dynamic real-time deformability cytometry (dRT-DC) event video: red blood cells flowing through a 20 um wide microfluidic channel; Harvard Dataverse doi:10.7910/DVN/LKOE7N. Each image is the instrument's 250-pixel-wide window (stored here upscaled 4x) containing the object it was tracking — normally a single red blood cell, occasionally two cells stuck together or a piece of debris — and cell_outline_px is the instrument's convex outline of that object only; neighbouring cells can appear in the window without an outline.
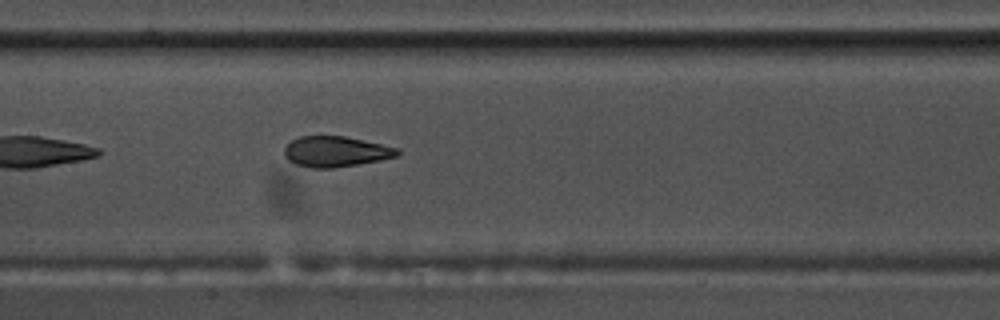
{"species": "common noctule bat (a hibernating species)", "species_latin": "Nyctalus noctula", "temperature_condition": "warm", "stored_images_in_passage": 22, "camera_frame_rate_fps": 3000, "um_per_image_px": 0.085, "animal": {"sex": "male", "body_mass_g": 17.5, "forearm_length_mm": 52.3}, "frame": {"image": 1, "passage_image": 10, "time_ms": 3.0, "image_size_px": [1000, 320], "cell_outline_px": [[400, 152], [396, 156], [380, 160], [332, 168], [312, 168], [296, 164], [288, 160], [284, 156], [284, 148], [292, 140], [300, 136], [344, 136], [400, 148]], "centroid_in_image_um": [28.52, 12.88], "position_along_channel_um": 178.9, "area_um2": 20.0}}